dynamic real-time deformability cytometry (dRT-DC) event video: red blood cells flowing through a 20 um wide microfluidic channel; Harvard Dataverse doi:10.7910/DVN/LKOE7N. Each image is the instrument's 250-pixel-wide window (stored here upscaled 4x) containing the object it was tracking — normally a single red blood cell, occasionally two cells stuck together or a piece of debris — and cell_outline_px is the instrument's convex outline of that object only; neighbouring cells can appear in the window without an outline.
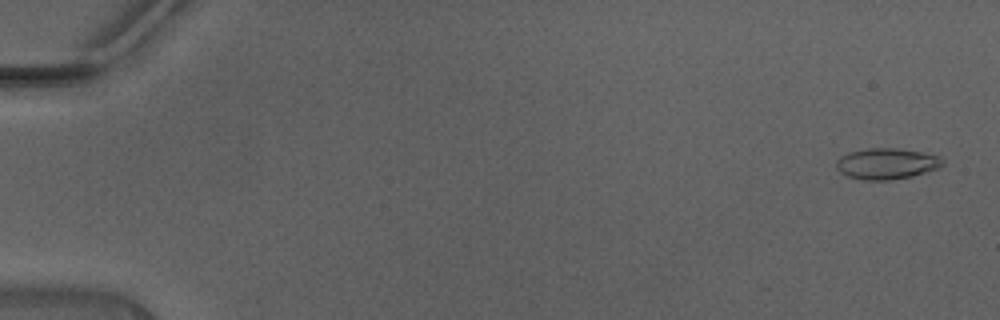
{"species": "Egyptian fruit bat (a non-hibernating species)", "species_latin": "Rousettus aegyptiacus", "temperature_condition": "warm", "stored_images_in_passage": 38, "camera_frame_rate_fps": 3000, "um_per_image_px": 0.085, "animal": {"sex": "male"}, "frame": {"image": 1, "passage_image": 2, "time_ms": 0.333, "image_size_px": [1000, 320], "cell_outline_px": [[944, 164], [940, 168], [912, 176], [888, 180], [864, 180], [848, 176], [840, 172], [836, 168], [836, 160], [840, 156], [848, 152], [868, 148], [896, 148], [924, 152], [940, 156], [944, 160]], "centroid_in_image_um": [75.38, 13.9], "position_along_channel_um": 9.6, "area_um2": 19.42}}
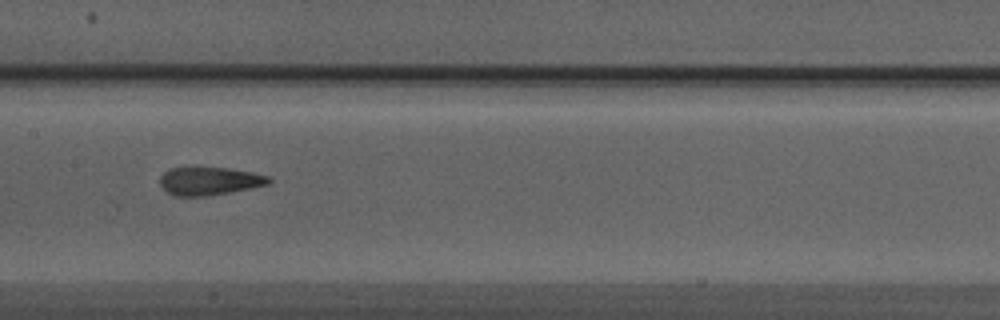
{"frame": {"image": 2, "passage_image": 25, "time_ms": 8.0, "image_size_px": [1000, 320], "cell_outline_px": [[272, 180], [268, 184], [252, 188], [204, 196], [176, 196], [168, 192], [160, 184], [160, 176], [164, 172], [172, 168], [228, 168], [252, 172], [268, 176]], "centroid_in_image_um": [17.81, 15.39], "position_along_channel_um": 189.6, "area_um2": 17.51}}
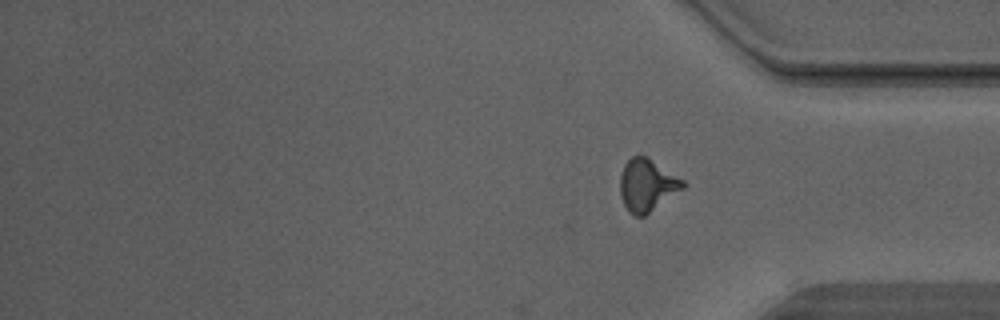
{"frame": {"image": 3, "passage_image": 38, "time_ms": 12.333, "image_size_px": [1000, 320], "cell_outline_px": [[688, 184], [684, 188], [644, 216], [636, 216], [628, 212], [620, 196], [620, 176], [624, 164], [632, 156], [648, 156], [684, 180]], "centroid_in_image_um": [55.01, 15.73], "position_along_channel_um": 380.2, "area_um2": 19.25}, "authors_computed_cell_mechanics": {"area_um2": 18.3804, "velocity_mm_per_s": 4.5008, "shape_relaxation_time_tau1_ms": 3.4338, "shape_relaxation_time_tau2_ms": 1.285, "deformation_change_tau1": 0.1523, "deformation_change_tau2": 0.0996}}